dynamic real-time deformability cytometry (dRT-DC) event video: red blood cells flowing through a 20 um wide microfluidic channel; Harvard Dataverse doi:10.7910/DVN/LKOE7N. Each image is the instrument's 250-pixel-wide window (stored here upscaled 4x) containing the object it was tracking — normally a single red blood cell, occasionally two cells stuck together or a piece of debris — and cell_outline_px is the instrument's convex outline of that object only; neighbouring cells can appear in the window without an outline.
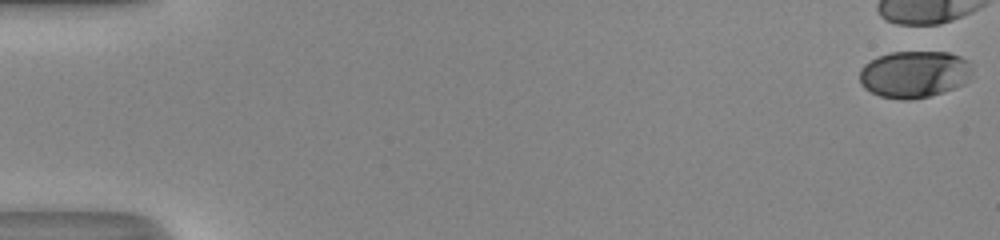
{"species": "human", "species_latin": "Homo sapiens", "temperature_condition": "room temperature", "stored_images_in_passage": 4, "camera_frame_rate_fps": 3000, "um_per_image_px": 0.085, "donor": {"sex": "male"}, "frame": {"image": 1, "passage_image": 1, "time_ms": 0.0, "image_size_px": [1000, 240], "cell_outline_px": [[972, 72], [964, 84], [928, 96], [908, 100], [900, 100], [880, 96], [864, 88], [860, 84], [860, 72], [864, 64], [880, 56], [892, 52], [948, 52], [960, 56], [964, 60]], "centroid_in_image_um": [77.67, 6.31], "position_along_channel_um": 7.3, "area_um2": 30.35}}